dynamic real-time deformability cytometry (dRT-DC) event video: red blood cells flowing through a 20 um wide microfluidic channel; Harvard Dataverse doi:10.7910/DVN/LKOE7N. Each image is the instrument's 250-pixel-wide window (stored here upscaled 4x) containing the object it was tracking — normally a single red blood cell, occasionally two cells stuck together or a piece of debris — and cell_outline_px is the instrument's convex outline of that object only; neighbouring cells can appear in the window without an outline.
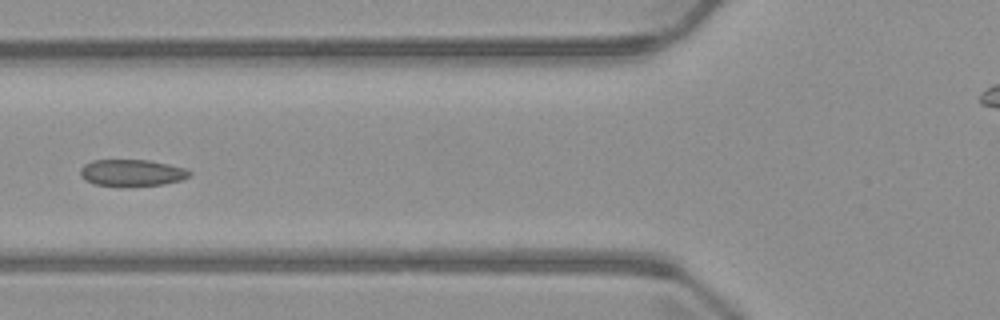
{"species": "common noctule bat (a hibernating species)", "species_latin": "Nyctalus noctula", "temperature_condition": "warm", "stored_images_in_passage": 6, "camera_frame_rate_fps": 3000, "um_per_image_px": 0.085, "animal": {"sex": "male", "body_mass_g": 23.1, "forearm_length_mm": 52.7}, "frame": {"image": 1, "passage_image": 6, "time_ms": 6.0, "image_size_px": [1000, 320], "cell_outline_px": [[192, 172], [188, 176], [180, 180], [164, 184], [96, 184], [84, 180], [80, 176], [80, 168], [84, 164], [92, 160], [148, 160], [168, 164], [184, 168]], "centroid_in_image_um": [11.17, 14.65], "position_along_channel_um": 114.6, "area_um2": 16.36}}